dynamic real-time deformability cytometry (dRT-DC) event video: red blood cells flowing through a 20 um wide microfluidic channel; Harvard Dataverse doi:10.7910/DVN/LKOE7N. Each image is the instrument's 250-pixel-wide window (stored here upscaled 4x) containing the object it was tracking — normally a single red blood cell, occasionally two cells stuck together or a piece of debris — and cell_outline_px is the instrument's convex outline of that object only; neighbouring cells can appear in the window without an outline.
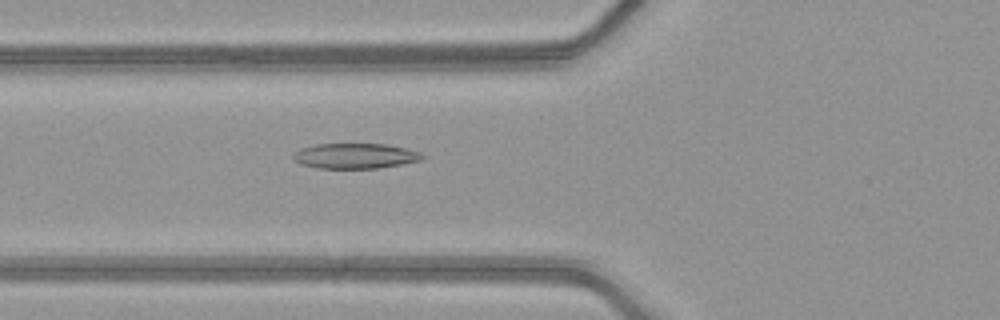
{"species": "common noctule bat (a hibernating species)", "species_latin": "Nyctalus noctula", "temperature_condition": "warm", "stored_images_in_passage": 50, "camera_frame_rate_fps": 3000, "um_per_image_px": 0.085, "animal": {"sex": "female", "body_mass_g": 21.9}, "frame": {"image": 1, "passage_image": 20, "time_ms": 6.333, "image_size_px": [1000, 320], "cell_outline_px": [[428, 156], [420, 160], [380, 168], [320, 168], [300, 164], [292, 160], [292, 152], [300, 148], [316, 144], [388, 144], [420, 152]], "centroid_in_image_um": [30.15, 13.25], "position_along_channel_um": 95.6, "area_um2": 19.13}}
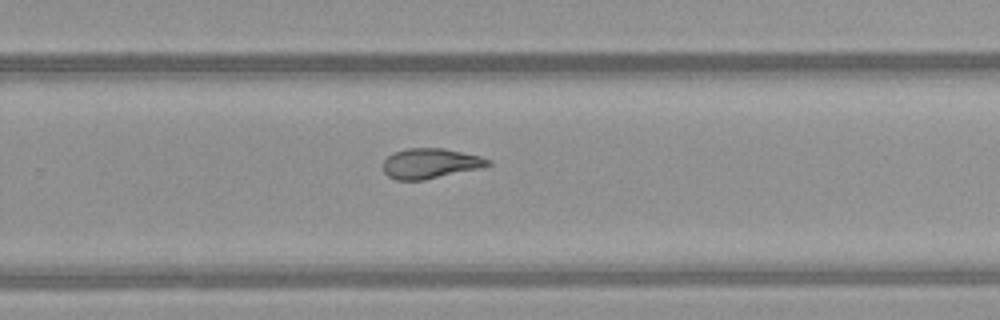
{"frame": {"image": 2, "passage_image": 34, "time_ms": 11.0, "image_size_px": [1000, 320], "cell_outline_px": [[492, 164], [480, 168], [424, 180], [396, 180], [388, 176], [384, 172], [384, 160], [392, 152], [408, 148], [444, 148], [480, 156], [492, 160]], "centroid_in_image_um": [36.58, 13.89], "position_along_channel_um": 293.2, "area_um2": 18.44}}
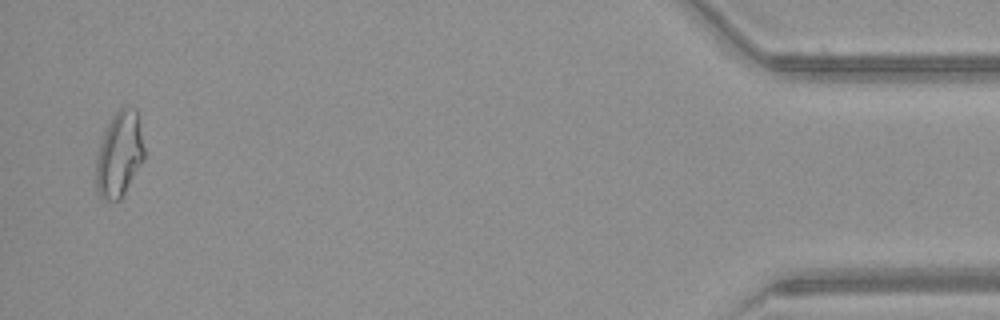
{"frame": {"image": 3, "passage_image": 49, "time_ms": 16.0, "image_size_px": [1000, 320], "cell_outline_px": [[144, 160], [120, 200], [100, 200], [96, 188], [96, 160], [104, 132], [112, 116], [124, 104], [128, 104], [136, 108], [140, 112], [144, 148]], "centroid_in_image_um": [10.18, 13.06], "position_along_channel_um": 425.0, "area_um2": 24.51}, "authors_computed_cell_mechanics": {"area_um2": 20.8658, "velocity_mm_per_s": 4.226, "shape_relaxation_time_tau1_ms": null, "shape_relaxation_time_tau2_ms": 2.2187, "deformation_change_tau1": null, "deformation_change_tau2": 0.1053}}